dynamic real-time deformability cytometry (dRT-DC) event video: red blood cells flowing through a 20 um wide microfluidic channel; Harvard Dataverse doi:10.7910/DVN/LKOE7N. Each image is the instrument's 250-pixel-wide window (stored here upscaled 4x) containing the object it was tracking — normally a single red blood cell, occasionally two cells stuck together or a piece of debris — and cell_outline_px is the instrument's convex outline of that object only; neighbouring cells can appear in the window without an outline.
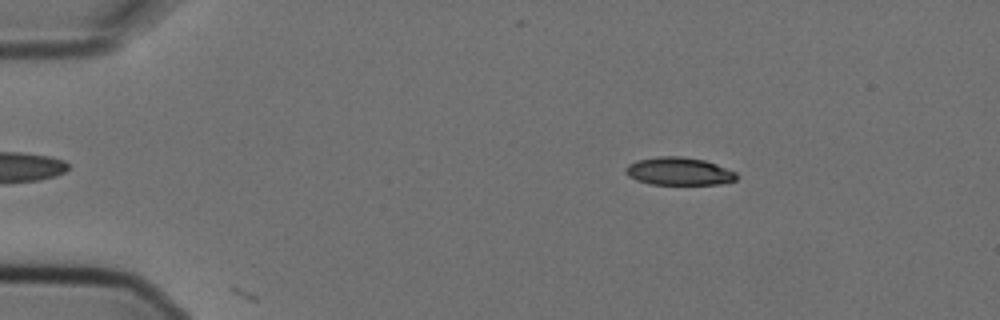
{"species": "Egyptian fruit bat (a non-hibernating species)", "species_latin": "Rousettus aegyptiacus", "temperature_condition": "cold", "stored_images_in_passage": 5, "camera_frame_rate_fps": 3000, "um_per_image_px": 0.085, "animal": {"sex": "female"}, "frame": {"image": 1, "passage_image": 2, "time_ms": 0.333, "image_size_px": [1000, 320], "cell_outline_px": [[736, 180], [720, 184], [648, 184], [636, 180], [628, 176], [624, 172], [624, 168], [628, 164], [636, 160], [656, 156], [680, 156], [704, 160], [716, 164], [736, 172]], "centroid_in_image_um": [57.65, 14.55], "position_along_channel_um": 27.4, "area_um2": 18.09}}